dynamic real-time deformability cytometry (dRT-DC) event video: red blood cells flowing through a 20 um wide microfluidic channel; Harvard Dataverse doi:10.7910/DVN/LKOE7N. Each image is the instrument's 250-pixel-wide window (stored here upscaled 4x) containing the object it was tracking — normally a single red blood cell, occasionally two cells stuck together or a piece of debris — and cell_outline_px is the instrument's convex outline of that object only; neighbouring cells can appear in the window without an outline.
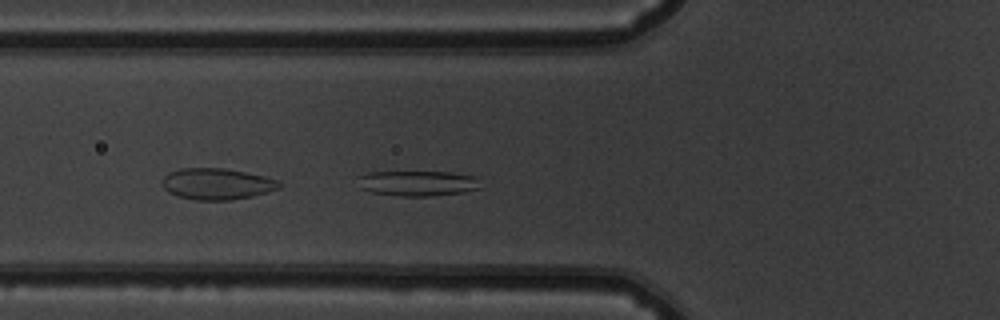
{"species": "common noctule bat (a hibernating species)", "species_latin": "Nyctalus noctula", "temperature_condition": "warm", "stored_images_in_passage": 40, "camera_frame_rate_fps": 3000, "um_per_image_px": 0.085, "animal": {"sex": "male", "body_mass_g": 19.5, "forearm_length_mm": 54.6}, "frame": {"image": 1, "passage_image": 13, "time_ms": 4.0, "image_size_px": [1000, 320], "cell_outline_px": [[484, 188], [464, 192], [432, 196], [400, 196], [372, 192], [360, 188], [356, 176], [368, 172], [452, 172], [480, 176]], "centroid_in_image_um": [35.6, 15.57], "position_along_channel_um": 90.2, "area_um2": 18.67}}
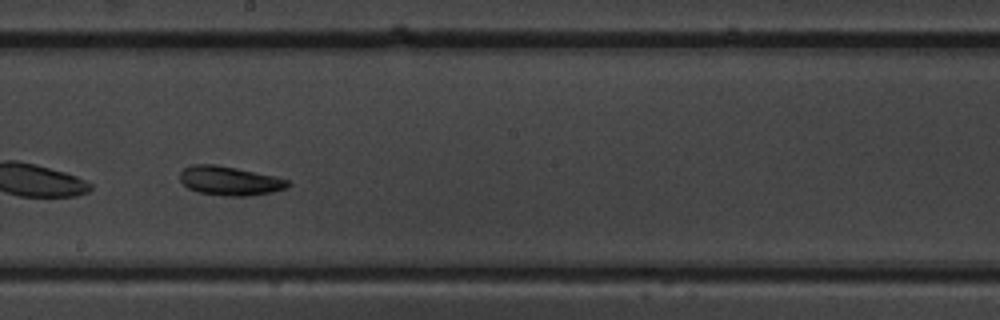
{"frame": {"image": 2, "passage_image": 24, "time_ms": 7.667, "image_size_px": [1000, 320], "cell_outline_px": [[292, 184], [288, 188], [272, 192], [248, 196], [224, 196], [200, 192], [188, 188], [180, 180], [180, 172], [184, 168], [192, 164], [216, 164], [276, 176], [288, 180]], "centroid_in_image_um": [19.55, 15.36], "position_along_channel_um": 228.6, "area_um2": 18.38}}
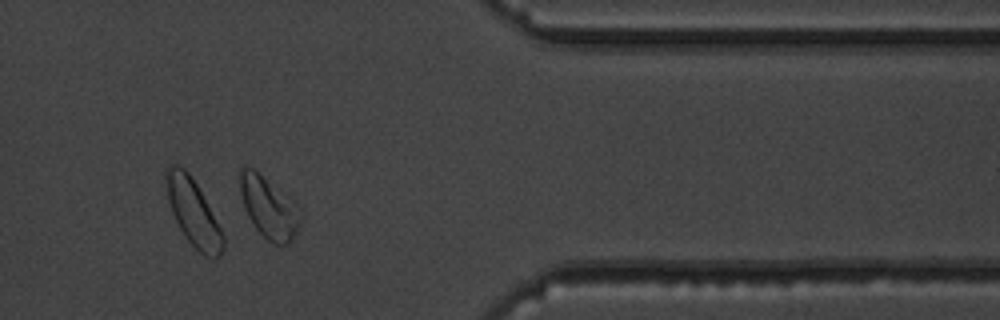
{"frame": {"image": 3, "passage_image": 38, "time_ms": 12.333, "image_size_px": [1000, 320], "cell_outline_px": [[304, 216], [296, 232], [288, 244], [276, 244], [268, 240], [256, 228], [248, 216], [244, 208], [240, 192], [240, 168], [252, 168], [296, 200], [304, 212]], "centroid_in_image_um": [22.92, 17.63], "position_along_channel_um": 388.5, "area_um2": 21.91}, "authors_computed_cell_mechanics": {"area_um2": 18.3804, "velocity_mm_per_s": 3.772, "shape_relaxation_time_tau1_ms": 2.8365, "shape_relaxation_time_tau2_ms": 9.3792, "deformation_change_tau1": 0.0973, "deformation_change_tau2": 0.1832}}